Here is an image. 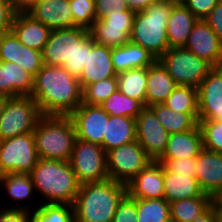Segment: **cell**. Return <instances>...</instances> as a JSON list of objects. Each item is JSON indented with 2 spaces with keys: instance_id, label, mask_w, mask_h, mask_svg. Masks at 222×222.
I'll list each match as a JSON object with an SVG mask.
<instances>
[{
  "instance_id": "603a6c76",
  "label": "cell",
  "mask_w": 222,
  "mask_h": 222,
  "mask_svg": "<svg viewBox=\"0 0 222 222\" xmlns=\"http://www.w3.org/2000/svg\"><path fill=\"white\" fill-rule=\"evenodd\" d=\"M203 138L199 125L192 130L171 133L166 149L158 159H182L197 157L203 149Z\"/></svg>"
},
{
  "instance_id": "4316f807",
  "label": "cell",
  "mask_w": 222,
  "mask_h": 222,
  "mask_svg": "<svg viewBox=\"0 0 222 222\" xmlns=\"http://www.w3.org/2000/svg\"><path fill=\"white\" fill-rule=\"evenodd\" d=\"M136 119L125 116H109L102 147L107 152L113 148L136 141Z\"/></svg>"
},
{
  "instance_id": "c3c4849f",
  "label": "cell",
  "mask_w": 222,
  "mask_h": 222,
  "mask_svg": "<svg viewBox=\"0 0 222 222\" xmlns=\"http://www.w3.org/2000/svg\"><path fill=\"white\" fill-rule=\"evenodd\" d=\"M31 211L18 208L0 207V222H30Z\"/></svg>"
},
{
  "instance_id": "681fc988",
  "label": "cell",
  "mask_w": 222,
  "mask_h": 222,
  "mask_svg": "<svg viewBox=\"0 0 222 222\" xmlns=\"http://www.w3.org/2000/svg\"><path fill=\"white\" fill-rule=\"evenodd\" d=\"M204 21L216 33L222 43V0H219L217 5L204 18Z\"/></svg>"
},
{
  "instance_id": "ee69618b",
  "label": "cell",
  "mask_w": 222,
  "mask_h": 222,
  "mask_svg": "<svg viewBox=\"0 0 222 222\" xmlns=\"http://www.w3.org/2000/svg\"><path fill=\"white\" fill-rule=\"evenodd\" d=\"M112 222H137L136 198L127 194L119 203Z\"/></svg>"
},
{
  "instance_id": "44dd1931",
  "label": "cell",
  "mask_w": 222,
  "mask_h": 222,
  "mask_svg": "<svg viewBox=\"0 0 222 222\" xmlns=\"http://www.w3.org/2000/svg\"><path fill=\"white\" fill-rule=\"evenodd\" d=\"M0 188L3 189V191L0 190L1 192L6 193V198L7 196L8 198H11V202L8 205L11 204L12 206L7 205V208H18L34 211L41 205L37 202H29L32 197H37L35 196L36 192L30 174L15 172L6 173L0 182ZM24 202H26L27 205ZM34 203H36V205ZM30 204L32 206H30Z\"/></svg>"
},
{
  "instance_id": "f907efd6",
  "label": "cell",
  "mask_w": 222,
  "mask_h": 222,
  "mask_svg": "<svg viewBox=\"0 0 222 222\" xmlns=\"http://www.w3.org/2000/svg\"><path fill=\"white\" fill-rule=\"evenodd\" d=\"M129 10L134 12L143 11L148 8L151 4L159 0H126Z\"/></svg>"
},
{
  "instance_id": "6f0895ef",
  "label": "cell",
  "mask_w": 222,
  "mask_h": 222,
  "mask_svg": "<svg viewBox=\"0 0 222 222\" xmlns=\"http://www.w3.org/2000/svg\"><path fill=\"white\" fill-rule=\"evenodd\" d=\"M168 1L174 5H183L186 2V0H168Z\"/></svg>"
},
{
  "instance_id": "8d00e7d4",
  "label": "cell",
  "mask_w": 222,
  "mask_h": 222,
  "mask_svg": "<svg viewBox=\"0 0 222 222\" xmlns=\"http://www.w3.org/2000/svg\"><path fill=\"white\" fill-rule=\"evenodd\" d=\"M117 90V76L86 85L82 90V103L88 105H100Z\"/></svg>"
},
{
  "instance_id": "83f0119b",
  "label": "cell",
  "mask_w": 222,
  "mask_h": 222,
  "mask_svg": "<svg viewBox=\"0 0 222 222\" xmlns=\"http://www.w3.org/2000/svg\"><path fill=\"white\" fill-rule=\"evenodd\" d=\"M164 191V198L169 203L199 197L204 194L196 177H188L173 172H164Z\"/></svg>"
},
{
  "instance_id": "7c38bea8",
  "label": "cell",
  "mask_w": 222,
  "mask_h": 222,
  "mask_svg": "<svg viewBox=\"0 0 222 222\" xmlns=\"http://www.w3.org/2000/svg\"><path fill=\"white\" fill-rule=\"evenodd\" d=\"M136 134V140L153 161L164 153L170 135L147 106L136 118Z\"/></svg>"
},
{
  "instance_id": "d6986e66",
  "label": "cell",
  "mask_w": 222,
  "mask_h": 222,
  "mask_svg": "<svg viewBox=\"0 0 222 222\" xmlns=\"http://www.w3.org/2000/svg\"><path fill=\"white\" fill-rule=\"evenodd\" d=\"M127 194L131 198L163 199L164 168L158 161H151L128 184Z\"/></svg>"
},
{
  "instance_id": "1f68e13d",
  "label": "cell",
  "mask_w": 222,
  "mask_h": 222,
  "mask_svg": "<svg viewBox=\"0 0 222 222\" xmlns=\"http://www.w3.org/2000/svg\"><path fill=\"white\" fill-rule=\"evenodd\" d=\"M118 90L145 106L147 68H135L117 74Z\"/></svg>"
},
{
  "instance_id": "e0dca14e",
  "label": "cell",
  "mask_w": 222,
  "mask_h": 222,
  "mask_svg": "<svg viewBox=\"0 0 222 222\" xmlns=\"http://www.w3.org/2000/svg\"><path fill=\"white\" fill-rule=\"evenodd\" d=\"M199 120L222 121V66L214 67L198 87Z\"/></svg>"
},
{
  "instance_id": "8992f818",
  "label": "cell",
  "mask_w": 222,
  "mask_h": 222,
  "mask_svg": "<svg viewBox=\"0 0 222 222\" xmlns=\"http://www.w3.org/2000/svg\"><path fill=\"white\" fill-rule=\"evenodd\" d=\"M158 60L177 85L196 88L214 68L184 47L169 48Z\"/></svg>"
},
{
  "instance_id": "d6a6232c",
  "label": "cell",
  "mask_w": 222,
  "mask_h": 222,
  "mask_svg": "<svg viewBox=\"0 0 222 222\" xmlns=\"http://www.w3.org/2000/svg\"><path fill=\"white\" fill-rule=\"evenodd\" d=\"M109 116L137 118L145 107L139 100L128 97L119 90L99 105Z\"/></svg>"
},
{
  "instance_id": "8fae6325",
  "label": "cell",
  "mask_w": 222,
  "mask_h": 222,
  "mask_svg": "<svg viewBox=\"0 0 222 222\" xmlns=\"http://www.w3.org/2000/svg\"><path fill=\"white\" fill-rule=\"evenodd\" d=\"M136 12L112 10L105 17L96 20L89 32L93 40L109 48L122 46L130 41Z\"/></svg>"
},
{
  "instance_id": "60d3db41",
  "label": "cell",
  "mask_w": 222,
  "mask_h": 222,
  "mask_svg": "<svg viewBox=\"0 0 222 222\" xmlns=\"http://www.w3.org/2000/svg\"><path fill=\"white\" fill-rule=\"evenodd\" d=\"M88 59V35L80 42L76 43L74 48L73 58L65 61L62 65L70 74L79 77L84 65Z\"/></svg>"
},
{
  "instance_id": "7bdbcfd3",
  "label": "cell",
  "mask_w": 222,
  "mask_h": 222,
  "mask_svg": "<svg viewBox=\"0 0 222 222\" xmlns=\"http://www.w3.org/2000/svg\"><path fill=\"white\" fill-rule=\"evenodd\" d=\"M18 11L16 0H0V36L11 32Z\"/></svg>"
},
{
  "instance_id": "bcb514c9",
  "label": "cell",
  "mask_w": 222,
  "mask_h": 222,
  "mask_svg": "<svg viewBox=\"0 0 222 222\" xmlns=\"http://www.w3.org/2000/svg\"><path fill=\"white\" fill-rule=\"evenodd\" d=\"M113 9L126 11L129 7L126 0H95L96 20L105 17Z\"/></svg>"
},
{
  "instance_id": "3957f363",
  "label": "cell",
  "mask_w": 222,
  "mask_h": 222,
  "mask_svg": "<svg viewBox=\"0 0 222 222\" xmlns=\"http://www.w3.org/2000/svg\"><path fill=\"white\" fill-rule=\"evenodd\" d=\"M30 176L36 196H41L38 203L74 204L81 184L69 161L39 158Z\"/></svg>"
},
{
  "instance_id": "e575fe53",
  "label": "cell",
  "mask_w": 222,
  "mask_h": 222,
  "mask_svg": "<svg viewBox=\"0 0 222 222\" xmlns=\"http://www.w3.org/2000/svg\"><path fill=\"white\" fill-rule=\"evenodd\" d=\"M136 212L137 222H167L170 220V206L165 198H136Z\"/></svg>"
},
{
  "instance_id": "2e32d148",
  "label": "cell",
  "mask_w": 222,
  "mask_h": 222,
  "mask_svg": "<svg viewBox=\"0 0 222 222\" xmlns=\"http://www.w3.org/2000/svg\"><path fill=\"white\" fill-rule=\"evenodd\" d=\"M117 76L111 60V48L96 43L88 34V59L78 77L82 89L89 84Z\"/></svg>"
},
{
  "instance_id": "52a82bcc",
  "label": "cell",
  "mask_w": 222,
  "mask_h": 222,
  "mask_svg": "<svg viewBox=\"0 0 222 222\" xmlns=\"http://www.w3.org/2000/svg\"><path fill=\"white\" fill-rule=\"evenodd\" d=\"M42 116L31 96L10 97L0 117V141L26 133H33Z\"/></svg>"
},
{
  "instance_id": "b9f144b4",
  "label": "cell",
  "mask_w": 222,
  "mask_h": 222,
  "mask_svg": "<svg viewBox=\"0 0 222 222\" xmlns=\"http://www.w3.org/2000/svg\"><path fill=\"white\" fill-rule=\"evenodd\" d=\"M163 165L164 172L196 177V157L182 159H157Z\"/></svg>"
},
{
  "instance_id": "ac0fdd59",
  "label": "cell",
  "mask_w": 222,
  "mask_h": 222,
  "mask_svg": "<svg viewBox=\"0 0 222 222\" xmlns=\"http://www.w3.org/2000/svg\"><path fill=\"white\" fill-rule=\"evenodd\" d=\"M25 11L51 30L74 28L69 0H36Z\"/></svg>"
},
{
  "instance_id": "d590c367",
  "label": "cell",
  "mask_w": 222,
  "mask_h": 222,
  "mask_svg": "<svg viewBox=\"0 0 222 222\" xmlns=\"http://www.w3.org/2000/svg\"><path fill=\"white\" fill-rule=\"evenodd\" d=\"M30 222H74L73 205L42 203L31 211Z\"/></svg>"
},
{
  "instance_id": "ba28073f",
  "label": "cell",
  "mask_w": 222,
  "mask_h": 222,
  "mask_svg": "<svg viewBox=\"0 0 222 222\" xmlns=\"http://www.w3.org/2000/svg\"><path fill=\"white\" fill-rule=\"evenodd\" d=\"M69 162L80 184L109 179L106 151L101 145L77 138Z\"/></svg>"
},
{
  "instance_id": "836d02e7",
  "label": "cell",
  "mask_w": 222,
  "mask_h": 222,
  "mask_svg": "<svg viewBox=\"0 0 222 222\" xmlns=\"http://www.w3.org/2000/svg\"><path fill=\"white\" fill-rule=\"evenodd\" d=\"M163 104L176 113H199L198 88L194 86L177 85Z\"/></svg>"
},
{
  "instance_id": "7a4b0ae2",
  "label": "cell",
  "mask_w": 222,
  "mask_h": 222,
  "mask_svg": "<svg viewBox=\"0 0 222 222\" xmlns=\"http://www.w3.org/2000/svg\"><path fill=\"white\" fill-rule=\"evenodd\" d=\"M126 195L127 185L112 179L81 184L73 204L74 222H112Z\"/></svg>"
},
{
  "instance_id": "11a10c76",
  "label": "cell",
  "mask_w": 222,
  "mask_h": 222,
  "mask_svg": "<svg viewBox=\"0 0 222 222\" xmlns=\"http://www.w3.org/2000/svg\"><path fill=\"white\" fill-rule=\"evenodd\" d=\"M36 0H16V4L19 10H25L29 5H31Z\"/></svg>"
},
{
  "instance_id": "94428289",
  "label": "cell",
  "mask_w": 222,
  "mask_h": 222,
  "mask_svg": "<svg viewBox=\"0 0 222 222\" xmlns=\"http://www.w3.org/2000/svg\"><path fill=\"white\" fill-rule=\"evenodd\" d=\"M167 222H179V221H176L170 218V220H168Z\"/></svg>"
},
{
  "instance_id": "5b68a950",
  "label": "cell",
  "mask_w": 222,
  "mask_h": 222,
  "mask_svg": "<svg viewBox=\"0 0 222 222\" xmlns=\"http://www.w3.org/2000/svg\"><path fill=\"white\" fill-rule=\"evenodd\" d=\"M174 4L159 0L136 12L130 41L140 45L159 59L168 49L167 21Z\"/></svg>"
},
{
  "instance_id": "6da1fadb",
  "label": "cell",
  "mask_w": 222,
  "mask_h": 222,
  "mask_svg": "<svg viewBox=\"0 0 222 222\" xmlns=\"http://www.w3.org/2000/svg\"><path fill=\"white\" fill-rule=\"evenodd\" d=\"M82 90L78 78L62 66L44 64L34 76L31 97L42 115L70 116L82 103Z\"/></svg>"
},
{
  "instance_id": "f6af8a7d",
  "label": "cell",
  "mask_w": 222,
  "mask_h": 222,
  "mask_svg": "<svg viewBox=\"0 0 222 222\" xmlns=\"http://www.w3.org/2000/svg\"><path fill=\"white\" fill-rule=\"evenodd\" d=\"M43 65L42 52L29 48L23 44L22 66L20 67L35 76Z\"/></svg>"
},
{
  "instance_id": "4fadbf2b",
  "label": "cell",
  "mask_w": 222,
  "mask_h": 222,
  "mask_svg": "<svg viewBox=\"0 0 222 222\" xmlns=\"http://www.w3.org/2000/svg\"><path fill=\"white\" fill-rule=\"evenodd\" d=\"M89 30L83 27L52 30L42 52L43 63L48 66H62L73 58L76 43H80Z\"/></svg>"
},
{
  "instance_id": "7dc6e473",
  "label": "cell",
  "mask_w": 222,
  "mask_h": 222,
  "mask_svg": "<svg viewBox=\"0 0 222 222\" xmlns=\"http://www.w3.org/2000/svg\"><path fill=\"white\" fill-rule=\"evenodd\" d=\"M219 0H186L183 4L198 19H204L217 5Z\"/></svg>"
},
{
  "instance_id": "680465c9",
  "label": "cell",
  "mask_w": 222,
  "mask_h": 222,
  "mask_svg": "<svg viewBox=\"0 0 222 222\" xmlns=\"http://www.w3.org/2000/svg\"><path fill=\"white\" fill-rule=\"evenodd\" d=\"M4 175H5V174H4V172L2 171V169H1V167H0V182H1V180H2V178H3Z\"/></svg>"
},
{
  "instance_id": "9f6ffc18",
  "label": "cell",
  "mask_w": 222,
  "mask_h": 222,
  "mask_svg": "<svg viewBox=\"0 0 222 222\" xmlns=\"http://www.w3.org/2000/svg\"><path fill=\"white\" fill-rule=\"evenodd\" d=\"M9 98H10L9 96L0 93V117L3 114L4 108Z\"/></svg>"
},
{
  "instance_id": "30bf717a",
  "label": "cell",
  "mask_w": 222,
  "mask_h": 222,
  "mask_svg": "<svg viewBox=\"0 0 222 222\" xmlns=\"http://www.w3.org/2000/svg\"><path fill=\"white\" fill-rule=\"evenodd\" d=\"M38 160L33 133L0 141V167L4 174L10 172L30 174Z\"/></svg>"
},
{
  "instance_id": "816d5d0a",
  "label": "cell",
  "mask_w": 222,
  "mask_h": 222,
  "mask_svg": "<svg viewBox=\"0 0 222 222\" xmlns=\"http://www.w3.org/2000/svg\"><path fill=\"white\" fill-rule=\"evenodd\" d=\"M192 222H216L214 208L211 206L205 213L195 218Z\"/></svg>"
},
{
  "instance_id": "db71d44e",
  "label": "cell",
  "mask_w": 222,
  "mask_h": 222,
  "mask_svg": "<svg viewBox=\"0 0 222 222\" xmlns=\"http://www.w3.org/2000/svg\"><path fill=\"white\" fill-rule=\"evenodd\" d=\"M0 93L7 95L5 67L1 62H0Z\"/></svg>"
},
{
  "instance_id": "9a60e30c",
  "label": "cell",
  "mask_w": 222,
  "mask_h": 222,
  "mask_svg": "<svg viewBox=\"0 0 222 222\" xmlns=\"http://www.w3.org/2000/svg\"><path fill=\"white\" fill-rule=\"evenodd\" d=\"M184 48L213 67L222 66V43L204 19L194 24Z\"/></svg>"
},
{
  "instance_id": "74e56055",
  "label": "cell",
  "mask_w": 222,
  "mask_h": 222,
  "mask_svg": "<svg viewBox=\"0 0 222 222\" xmlns=\"http://www.w3.org/2000/svg\"><path fill=\"white\" fill-rule=\"evenodd\" d=\"M74 27L90 29L96 21L94 0H69Z\"/></svg>"
},
{
  "instance_id": "f35d334b",
  "label": "cell",
  "mask_w": 222,
  "mask_h": 222,
  "mask_svg": "<svg viewBox=\"0 0 222 222\" xmlns=\"http://www.w3.org/2000/svg\"><path fill=\"white\" fill-rule=\"evenodd\" d=\"M205 149L222 154V121L199 120Z\"/></svg>"
},
{
  "instance_id": "4dcf8cb0",
  "label": "cell",
  "mask_w": 222,
  "mask_h": 222,
  "mask_svg": "<svg viewBox=\"0 0 222 222\" xmlns=\"http://www.w3.org/2000/svg\"><path fill=\"white\" fill-rule=\"evenodd\" d=\"M0 62L5 67L7 96H31L34 87V76L15 63Z\"/></svg>"
},
{
  "instance_id": "9c48e42d",
  "label": "cell",
  "mask_w": 222,
  "mask_h": 222,
  "mask_svg": "<svg viewBox=\"0 0 222 222\" xmlns=\"http://www.w3.org/2000/svg\"><path fill=\"white\" fill-rule=\"evenodd\" d=\"M109 179L127 185L152 159L134 141L106 152Z\"/></svg>"
},
{
  "instance_id": "f5cc1de1",
  "label": "cell",
  "mask_w": 222,
  "mask_h": 222,
  "mask_svg": "<svg viewBox=\"0 0 222 222\" xmlns=\"http://www.w3.org/2000/svg\"><path fill=\"white\" fill-rule=\"evenodd\" d=\"M212 207L214 208L216 222H222V201L218 197L212 199Z\"/></svg>"
},
{
  "instance_id": "7402d4cb",
  "label": "cell",
  "mask_w": 222,
  "mask_h": 222,
  "mask_svg": "<svg viewBox=\"0 0 222 222\" xmlns=\"http://www.w3.org/2000/svg\"><path fill=\"white\" fill-rule=\"evenodd\" d=\"M11 31L25 46L43 52L52 30L25 10H19Z\"/></svg>"
},
{
  "instance_id": "277c9868",
  "label": "cell",
  "mask_w": 222,
  "mask_h": 222,
  "mask_svg": "<svg viewBox=\"0 0 222 222\" xmlns=\"http://www.w3.org/2000/svg\"><path fill=\"white\" fill-rule=\"evenodd\" d=\"M33 135L39 158L70 160L77 139L75 126L70 116L42 115Z\"/></svg>"
},
{
  "instance_id": "d4e9b609",
  "label": "cell",
  "mask_w": 222,
  "mask_h": 222,
  "mask_svg": "<svg viewBox=\"0 0 222 222\" xmlns=\"http://www.w3.org/2000/svg\"><path fill=\"white\" fill-rule=\"evenodd\" d=\"M111 60L116 73L135 68H147L157 59L147 49L131 41L111 49Z\"/></svg>"
},
{
  "instance_id": "f1b7e54d",
  "label": "cell",
  "mask_w": 222,
  "mask_h": 222,
  "mask_svg": "<svg viewBox=\"0 0 222 222\" xmlns=\"http://www.w3.org/2000/svg\"><path fill=\"white\" fill-rule=\"evenodd\" d=\"M149 107L169 134L189 131L199 125V113H176L163 103L154 104Z\"/></svg>"
},
{
  "instance_id": "5bb4252c",
  "label": "cell",
  "mask_w": 222,
  "mask_h": 222,
  "mask_svg": "<svg viewBox=\"0 0 222 222\" xmlns=\"http://www.w3.org/2000/svg\"><path fill=\"white\" fill-rule=\"evenodd\" d=\"M70 117L78 139L102 146L106 136V122H109L108 113L99 105L81 103Z\"/></svg>"
},
{
  "instance_id": "484cf974",
  "label": "cell",
  "mask_w": 222,
  "mask_h": 222,
  "mask_svg": "<svg viewBox=\"0 0 222 222\" xmlns=\"http://www.w3.org/2000/svg\"><path fill=\"white\" fill-rule=\"evenodd\" d=\"M198 18L184 5H174L167 21L169 48L184 47Z\"/></svg>"
},
{
  "instance_id": "cb8c5ba5",
  "label": "cell",
  "mask_w": 222,
  "mask_h": 222,
  "mask_svg": "<svg viewBox=\"0 0 222 222\" xmlns=\"http://www.w3.org/2000/svg\"><path fill=\"white\" fill-rule=\"evenodd\" d=\"M177 84L168 74L166 68L157 59L147 67L145 106L162 104L173 92Z\"/></svg>"
},
{
  "instance_id": "ffe728a7",
  "label": "cell",
  "mask_w": 222,
  "mask_h": 222,
  "mask_svg": "<svg viewBox=\"0 0 222 222\" xmlns=\"http://www.w3.org/2000/svg\"><path fill=\"white\" fill-rule=\"evenodd\" d=\"M196 179L212 198L222 192V154L203 148L196 157Z\"/></svg>"
},
{
  "instance_id": "f546056e",
  "label": "cell",
  "mask_w": 222,
  "mask_h": 222,
  "mask_svg": "<svg viewBox=\"0 0 222 222\" xmlns=\"http://www.w3.org/2000/svg\"><path fill=\"white\" fill-rule=\"evenodd\" d=\"M212 199L204 193L199 197L171 202L170 218L179 222H192L212 206Z\"/></svg>"
},
{
  "instance_id": "91938a15",
  "label": "cell",
  "mask_w": 222,
  "mask_h": 222,
  "mask_svg": "<svg viewBox=\"0 0 222 222\" xmlns=\"http://www.w3.org/2000/svg\"><path fill=\"white\" fill-rule=\"evenodd\" d=\"M217 197L222 201V192Z\"/></svg>"
},
{
  "instance_id": "ab89813d",
  "label": "cell",
  "mask_w": 222,
  "mask_h": 222,
  "mask_svg": "<svg viewBox=\"0 0 222 222\" xmlns=\"http://www.w3.org/2000/svg\"><path fill=\"white\" fill-rule=\"evenodd\" d=\"M23 43L14 35L8 32L0 36V61H8L22 66Z\"/></svg>"
}]
</instances>
